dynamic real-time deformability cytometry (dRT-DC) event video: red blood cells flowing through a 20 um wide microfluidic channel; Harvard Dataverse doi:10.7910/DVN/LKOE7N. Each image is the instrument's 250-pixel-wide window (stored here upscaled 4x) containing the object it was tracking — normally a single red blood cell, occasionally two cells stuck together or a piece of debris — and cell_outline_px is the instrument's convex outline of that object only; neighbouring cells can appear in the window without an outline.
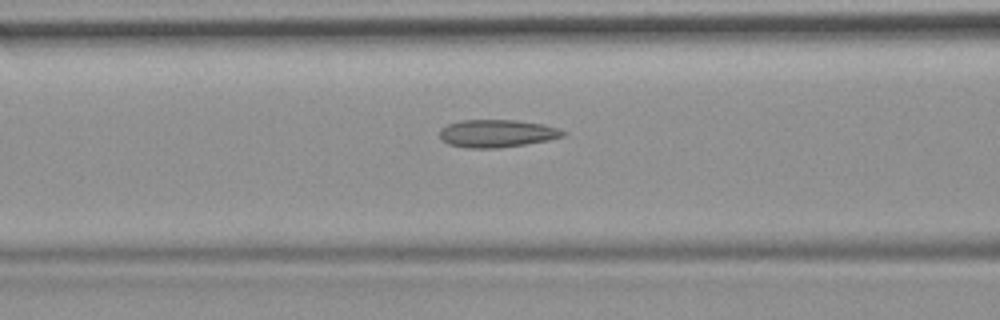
{"species": "common noctule bat (a hibernating species)", "species_latin": "Nyctalus noctula", "temperature_condition": "room temperature", "stored_images_in_passage": 50, "camera_frame_rate_fps": 3000, "um_per_image_px": 0.085, "animal": {"sex": "female", "body_mass_g": 19.9}, "frame": {"image": 1, "passage_image": 22, "time_ms": 7.0, "image_size_px": [1000, 320], "cell_outline_px": [[568, 132], [564, 136], [548, 140], [500, 148], [468, 148], [448, 144], [440, 140], [440, 128], [448, 124], [460, 120], [516, 120], [544, 124]], "centroid_in_image_um": [42.22, 11.34], "position_along_channel_um": 124.4, "area_um2": 20.0}}